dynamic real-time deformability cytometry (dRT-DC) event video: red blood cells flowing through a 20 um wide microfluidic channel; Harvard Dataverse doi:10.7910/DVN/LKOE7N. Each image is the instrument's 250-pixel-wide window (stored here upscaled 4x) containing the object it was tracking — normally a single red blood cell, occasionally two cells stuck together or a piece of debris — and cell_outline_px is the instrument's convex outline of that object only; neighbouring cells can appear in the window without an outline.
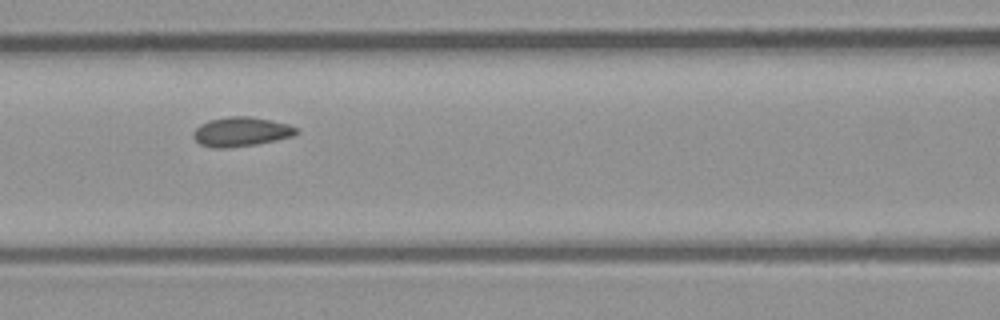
{"species": "common noctule bat (a hibernating species)", "species_latin": "Nyctalus noctula", "temperature_condition": "room temperature", "stored_images_in_passage": 7, "camera_frame_rate_fps": 3000, "um_per_image_px": 0.085, "animal": {"sex": "male", "body_mass_g": 23.1, "forearm_length_mm": 52.7}, "frame": {"image": 1, "passage_image": 3, "time_ms": 0.667, "image_size_px": [1000, 320], "cell_outline_px": [[300, 132], [292, 136], [276, 140], [256, 144], [228, 148], [216, 148], [200, 144], [192, 136], [192, 132], [200, 124], [208, 120], [228, 116], [248, 116], [288, 124], [296, 128]], "centroid_in_image_um": [20.46, 11.2], "position_along_channel_um": 146.1, "area_um2": 17.57}}
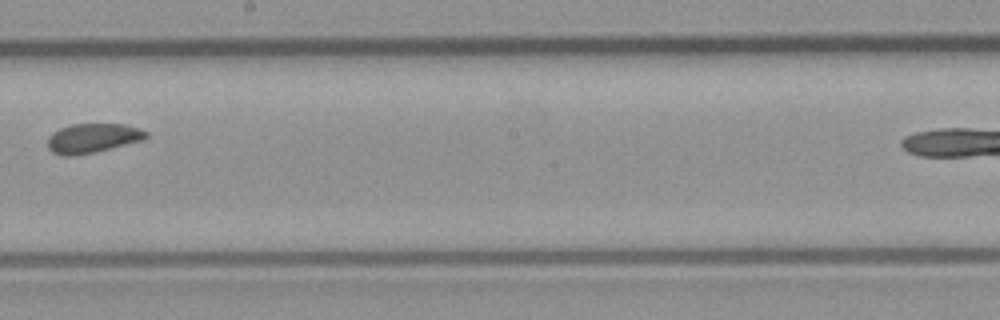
{"frame": {"image": 2, "passage_image": 5, "time_ms": 1.333, "image_size_px": [1000, 320], "cell_outline_px": [[148, 136], [144, 140], [96, 152], [76, 156], [64, 156], [52, 152], [48, 148], [48, 136], [52, 132], [60, 128], [72, 124], [124, 124], [140, 128], [148, 132]], "centroid_in_image_um": [7.88, 11.75], "position_along_channel_um": 240.3, "area_um2": 17.11}}
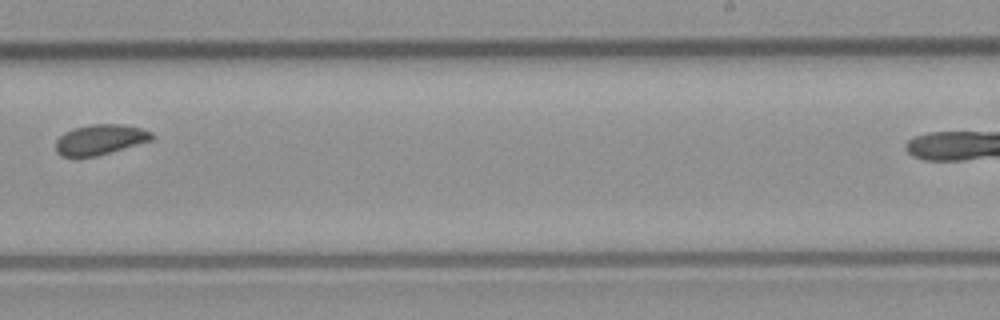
{"frame": {"image": 3, "passage_image": 6, "time_ms": 1.667, "image_size_px": [1000, 320], "cell_outline_px": [[156, 136], [152, 140], [96, 156], [60, 156], [56, 152], [56, 140], [64, 132], [72, 128], [92, 124], [124, 124], [140, 128], [152, 132]], "centroid_in_image_um": [8.51, 11.85], "position_along_channel_um": 280.5, "area_um2": 16.94}}